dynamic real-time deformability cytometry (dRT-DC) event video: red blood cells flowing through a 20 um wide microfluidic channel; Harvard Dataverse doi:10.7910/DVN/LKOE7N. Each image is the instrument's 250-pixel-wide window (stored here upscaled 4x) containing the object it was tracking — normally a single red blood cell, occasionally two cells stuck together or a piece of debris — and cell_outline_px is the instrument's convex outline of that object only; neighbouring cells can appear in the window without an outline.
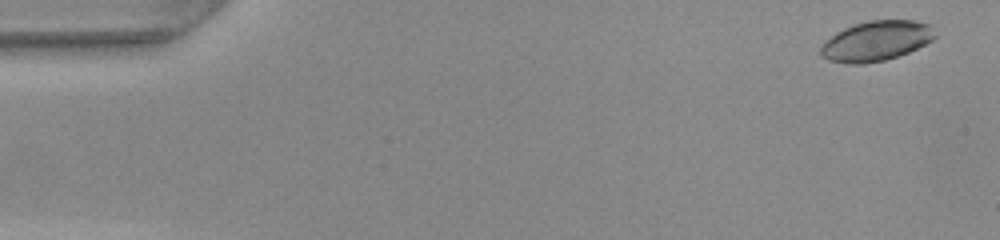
{"species": "common noctule bat (a hibernating species)", "species_latin": "Nyctalus noctula", "temperature_condition": "warm", "stored_images_in_passage": 9, "camera_frame_rate_fps": 3000, "um_per_image_px": 0.085, "animal": {"sex": "female", "body_mass_g": 22.0, "forearm_length_mm": 56.7}, "frame": {"image": 1, "passage_image": 2, "time_ms": 0.333, "image_size_px": [1000, 240], "cell_outline_px": [[936, 36], [932, 40], [908, 52], [884, 60], [864, 64], [844, 64], [828, 60], [820, 56], [820, 48], [824, 40], [836, 32], [844, 28], [868, 20], [916, 20], [932, 24]], "centroid_in_image_um": [74.45, 3.48], "position_along_channel_um": 10.5, "area_um2": 26.88}}